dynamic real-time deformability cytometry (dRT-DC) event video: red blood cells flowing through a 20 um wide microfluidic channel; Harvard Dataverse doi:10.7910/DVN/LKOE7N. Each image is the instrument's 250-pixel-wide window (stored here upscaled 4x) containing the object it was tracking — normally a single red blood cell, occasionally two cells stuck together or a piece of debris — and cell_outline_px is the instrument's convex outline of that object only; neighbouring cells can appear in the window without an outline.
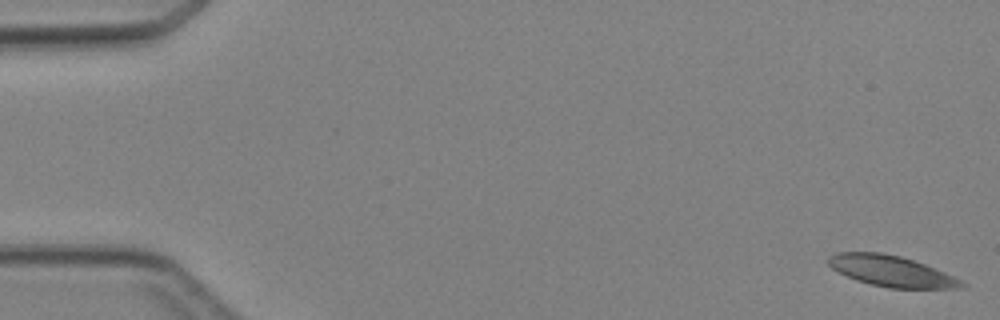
{"species": "Egyptian fruit bat (a non-hibernating species)", "species_latin": "Rousettus aegyptiacus", "temperature_condition": "cold", "stored_images_in_passage": 6, "camera_frame_rate_fps": 3000, "um_per_image_px": 0.085, "animal": {"sex": "female"}, "frame": {"image": 1, "passage_image": 1, "time_ms": 0.0, "image_size_px": [1000, 320], "cell_outline_px": [[968, 288], [888, 288], [856, 280], [832, 268], [828, 264], [828, 256], [836, 252], [880, 252], [900, 256], [924, 264], [944, 272], [968, 284]], "centroid_in_image_um": [75.77, 23.04], "position_along_channel_um": 9.2, "area_um2": 23.81}}
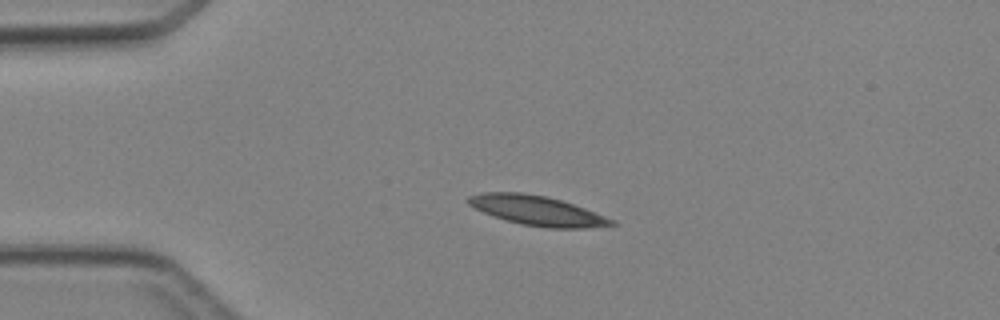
{"frame": {"image": 2, "passage_image": 4, "time_ms": 3.333, "image_size_px": [1000, 320], "cell_outline_px": [[616, 224], [588, 228], [548, 228], [520, 224], [484, 212], [468, 204], [464, 200], [468, 196], [480, 192], [520, 192], [544, 196], [560, 200], [584, 208], [616, 220]], "centroid_in_image_um": [45.64, 17.89], "position_along_channel_um": 39.4, "area_um2": 24.51}}
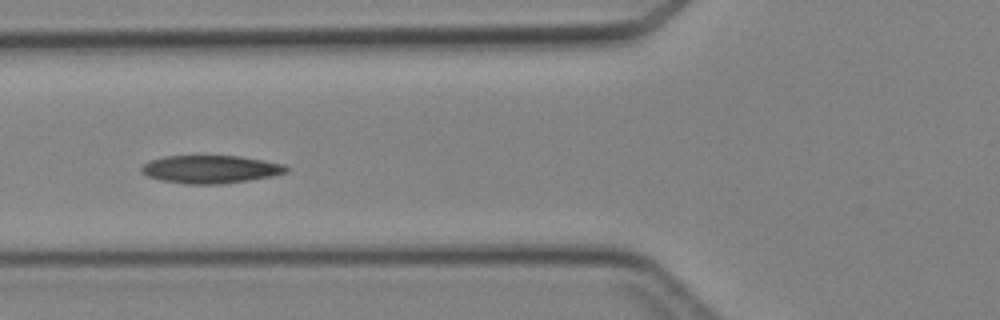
{"frame": {"image": 3, "passage_image": 6, "time_ms": 5.667, "image_size_px": [1000, 320], "cell_outline_px": [[292, 168], [288, 172], [272, 176], [248, 180], [220, 184], [184, 184], [160, 180], [148, 176], [140, 172], [140, 168], [148, 160], [164, 156], [240, 156], [264, 160], [284, 164]], "centroid_in_image_um": [17.9, 14.38], "position_along_channel_um": 107.9, "area_um2": 23.81}}